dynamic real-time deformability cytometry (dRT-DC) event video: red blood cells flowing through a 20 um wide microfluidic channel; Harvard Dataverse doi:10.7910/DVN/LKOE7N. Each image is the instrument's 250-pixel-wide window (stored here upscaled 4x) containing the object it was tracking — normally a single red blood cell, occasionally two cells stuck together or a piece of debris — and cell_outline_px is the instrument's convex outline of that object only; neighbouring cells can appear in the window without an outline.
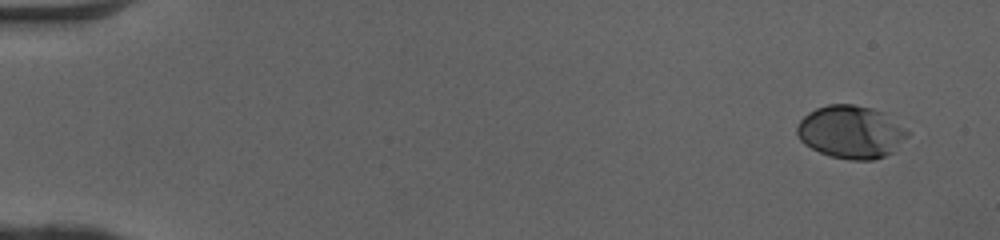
{"species": "human", "species_latin": "Homo sapiens", "temperature_condition": "cold", "stored_images_in_passage": 49, "camera_frame_rate_fps": 3000, "um_per_image_px": 0.085, "donor": {"sex": "female"}, "frame": {"image": 1, "passage_image": 1, "time_ms": 0.0, "image_size_px": [1000, 240], "cell_outline_px": [[912, 132], [892, 152], [884, 156], [872, 160], [852, 160], [832, 156], [820, 152], [804, 144], [800, 140], [796, 132], [796, 128], [800, 120], [808, 112], [816, 108], [828, 104], [852, 104], [872, 108], [884, 112]], "centroid_in_image_um": [72.34, 11.2], "position_along_channel_um": 12.7, "area_um2": 34.16}}
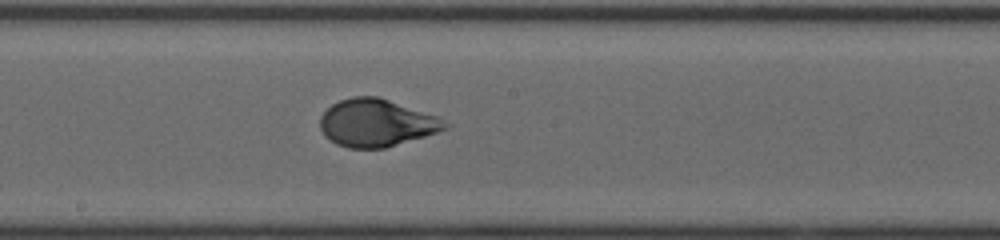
{"frame": {"image": 2, "passage_image": 27, "time_ms": 8.667, "image_size_px": [1000, 240], "cell_outline_px": [[452, 124], [448, 128], [424, 136], [384, 148], [348, 148], [336, 144], [324, 136], [320, 128], [320, 116], [332, 104], [340, 100], [352, 96], [376, 96], [436, 116]], "centroid_in_image_um": [31.96, 10.45], "position_along_channel_um": 216.2, "area_um2": 34.28}}
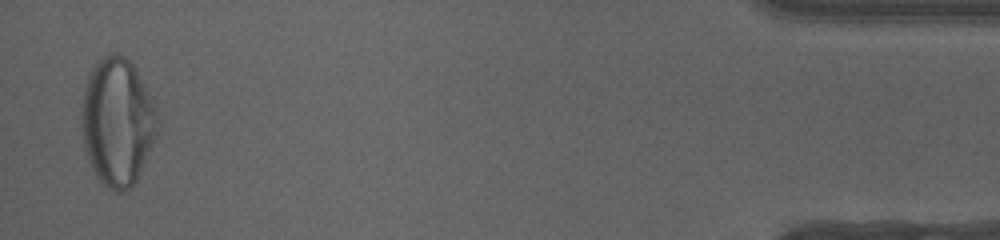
{"frame": {"image": 3, "passage_image": 48, "time_ms": 15.667, "image_size_px": [1000, 240], "cell_outline_px": [[156, 140], [136, 180], [128, 188], [120, 192], [116, 192], [108, 188], [96, 176], [92, 168], [84, 144], [80, 124], [80, 112], [84, 88], [88, 76], [96, 60], [104, 56], [116, 52], [124, 56], [132, 64], [152, 96], [156, 104]], "centroid_in_image_um": [9.97, 10.33], "position_along_channel_um": 425.2, "area_um2": 56.64}, "authors_computed_cell_mechanics": {"area_um2": 34.2754, "velocity_mm_per_s": 4.0837, "shape_relaxation_time_tau1_ms": 3.7687, "shape_relaxation_time_tau2_ms": null, "deformation_change_tau1": 0.1871, "deformation_change_tau2": null}}